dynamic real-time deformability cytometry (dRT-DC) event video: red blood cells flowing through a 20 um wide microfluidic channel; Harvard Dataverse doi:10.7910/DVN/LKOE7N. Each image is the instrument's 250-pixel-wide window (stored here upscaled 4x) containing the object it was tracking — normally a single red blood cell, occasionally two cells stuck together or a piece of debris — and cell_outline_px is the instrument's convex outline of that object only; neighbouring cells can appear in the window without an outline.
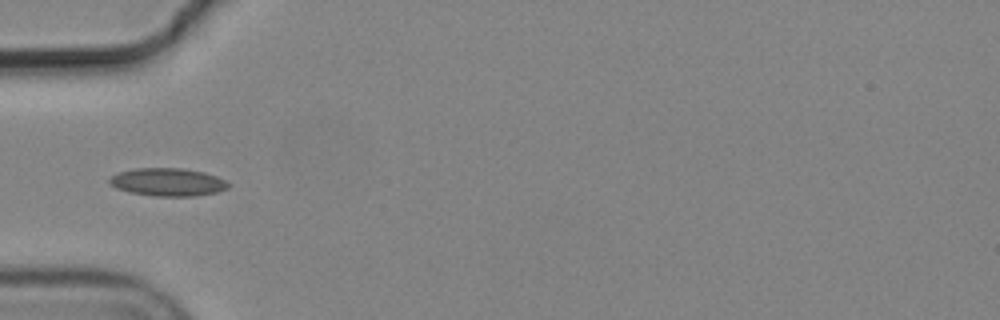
{"species": "common noctule bat (a hibernating species)", "species_latin": "Nyctalus noctula", "temperature_condition": "cold", "stored_images_in_passage": 6, "camera_frame_rate_fps": 3000, "um_per_image_px": 0.085, "animal": {"sex": "male", "body_mass_g": 19.2, "forearm_length_mm": 51.8}, "frame": {"image": 1, "passage_image": 1, "time_ms": 0.0, "image_size_px": [1000, 320], "cell_outline_px": [[228, 188], [216, 192], [196, 196], [156, 196], [132, 192], [116, 188], [108, 184], [108, 180], [116, 172], [136, 168], [184, 168], [204, 172], [216, 176], [224, 180], [228, 184]], "centroid_in_image_um": [14.23, 15.47], "position_along_channel_um": 70.8, "area_um2": 19.31}}
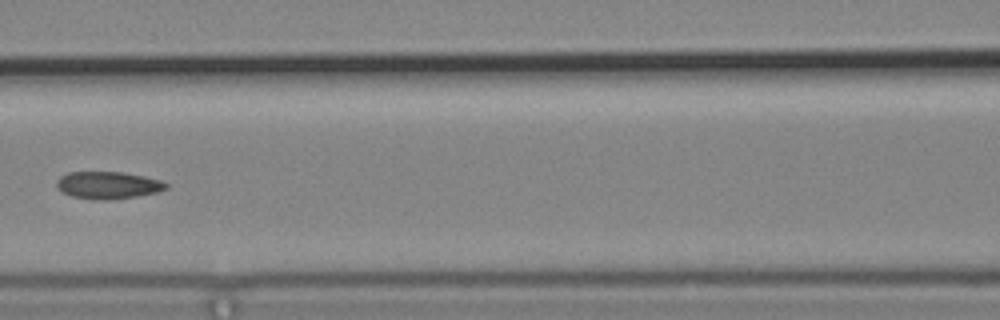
{"frame": {"image": 2, "passage_image": 3, "time_ms": 0.667, "image_size_px": [1000, 320], "cell_outline_px": [[168, 188], [156, 192], [136, 196], [104, 200], [96, 200], [72, 196], [56, 188], [56, 180], [60, 176], [68, 172], [124, 172], [144, 176], [160, 180], [168, 184]], "centroid_in_image_um": [9.16, 15.73], "position_along_channel_um": 157.4, "area_um2": 17.34}}
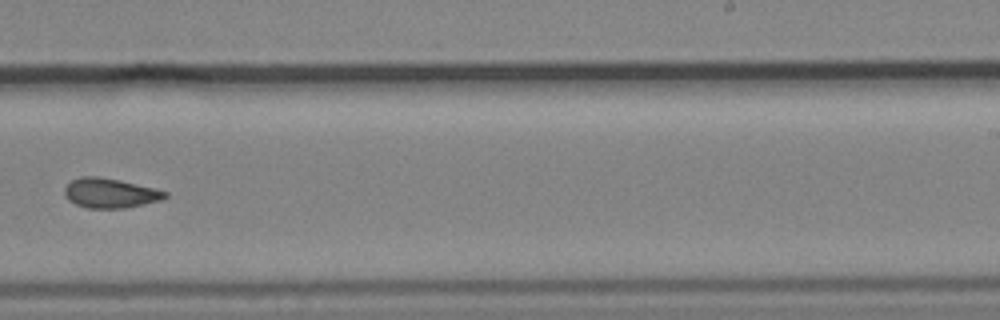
{"frame": {"image": 3, "passage_image": 6, "time_ms": 1.667, "image_size_px": [1000, 320], "cell_outline_px": [[168, 196], [160, 200], [144, 204], [124, 208], [88, 208], [76, 204], [68, 200], [64, 196], [64, 188], [72, 180], [80, 176], [100, 176], [120, 180], [156, 188], [168, 192]], "centroid_in_image_um": [9.36, 16.4], "position_along_channel_um": 279.6, "area_um2": 17.51}}